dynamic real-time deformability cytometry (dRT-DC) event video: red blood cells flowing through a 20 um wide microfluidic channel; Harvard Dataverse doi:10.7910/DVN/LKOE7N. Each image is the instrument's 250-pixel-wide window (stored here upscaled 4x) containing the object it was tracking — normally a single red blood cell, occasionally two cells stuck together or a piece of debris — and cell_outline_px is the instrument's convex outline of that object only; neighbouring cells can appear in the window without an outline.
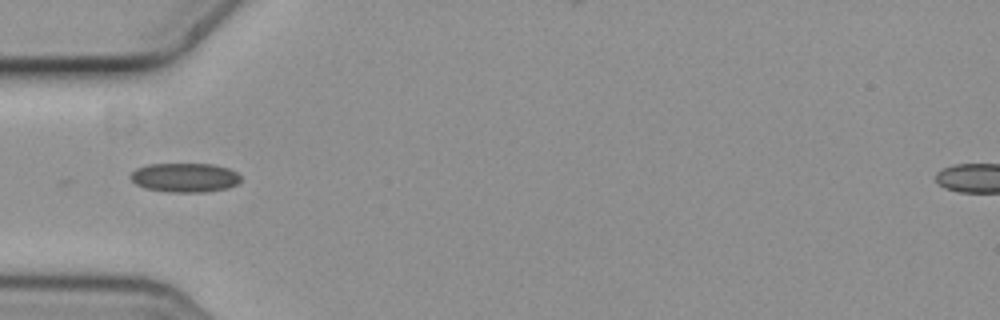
{"species": "common noctule bat (a hibernating species)", "species_latin": "Nyctalus noctula", "temperature_condition": "cold", "stored_images_in_passage": 6, "camera_frame_rate_fps": 3000, "um_per_image_px": 0.085, "animal": {"sex": "female", "body_mass_g": 19.3, "forearm_length_mm": 54.1}, "frame": {"image": 1, "passage_image": 4, "time_ms": 1.0, "image_size_px": [1000, 320], "cell_outline_px": [[240, 180], [236, 184], [228, 188], [208, 192], [168, 192], [144, 188], [136, 184], [128, 176], [136, 168], [148, 164], [212, 164], [228, 168], [236, 172], [240, 176]], "centroid_in_image_um": [15.69, 15.1], "position_along_channel_um": 69.3, "area_um2": 18.84}}
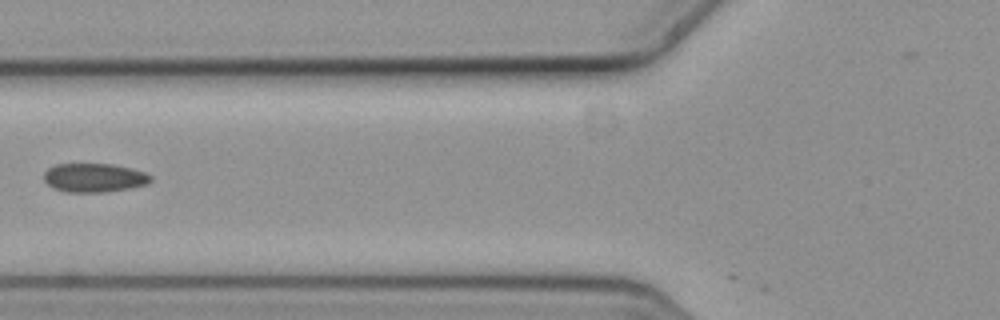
{"frame": {"image": 2, "passage_image": 5, "time_ms": 1.333, "image_size_px": [1000, 320], "cell_outline_px": [[152, 180], [148, 184], [128, 188], [104, 192], [68, 192], [56, 188], [48, 184], [44, 180], [44, 172], [48, 168], [56, 164], [112, 164], [132, 168], [144, 172], [152, 176]], "centroid_in_image_um": [8.02, 15.1], "position_along_channel_um": 117.8, "area_um2": 17.86}}
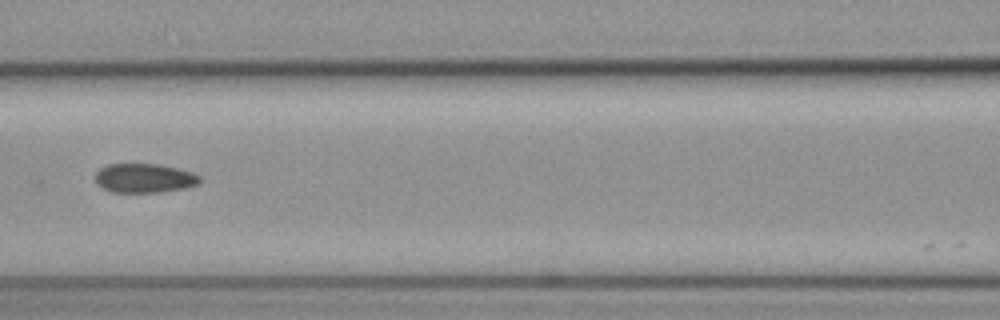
{"frame": {"image": 3, "passage_image": 6, "time_ms": 1.667, "image_size_px": [1000, 320], "cell_outline_px": [[200, 184], [184, 188], [160, 192], [112, 192], [96, 184], [96, 172], [100, 168], [108, 164], [160, 164], [192, 172], [200, 176]], "centroid_in_image_um": [12.27, 15.14], "position_along_channel_um": 154.3, "area_um2": 17.74}}